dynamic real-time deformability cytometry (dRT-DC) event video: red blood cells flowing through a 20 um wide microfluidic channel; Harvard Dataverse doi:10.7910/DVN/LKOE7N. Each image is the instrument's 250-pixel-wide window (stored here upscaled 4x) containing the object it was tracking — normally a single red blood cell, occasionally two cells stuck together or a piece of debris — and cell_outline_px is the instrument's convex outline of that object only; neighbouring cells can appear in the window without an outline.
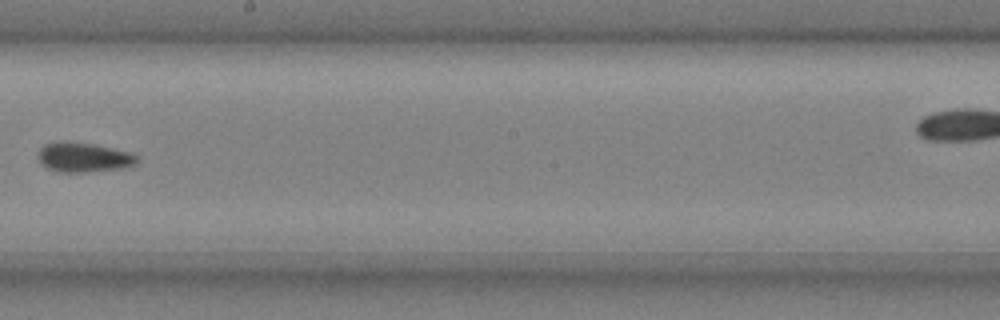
{"species": "common noctule bat (a hibernating species)", "species_latin": "Nyctalus noctula", "temperature_condition": "cold", "stored_images_in_passage": 7, "camera_frame_rate_fps": 3000, "um_per_image_px": 0.085, "animal": {"sex": "male", "body_mass_g": 20.4}, "frame": {"image": 1, "passage_image": 6, "time_ms": 1.667, "image_size_px": [1000, 320], "cell_outline_px": [[140, 160], [136, 164], [124, 168], [88, 172], [60, 172], [48, 168], [36, 156], [40, 148], [44, 144], [96, 144], [132, 152], [140, 156]], "centroid_in_image_um": [7.23, 13.41], "position_along_channel_um": 241.0, "area_um2": 16.76}}
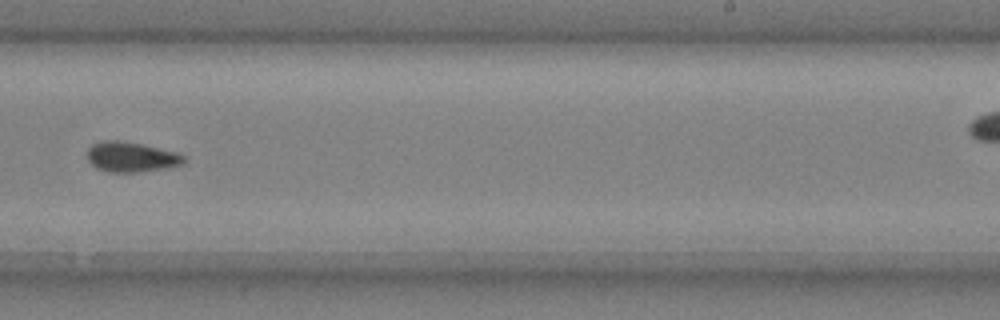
{"frame": {"image": 2, "passage_image": 7, "time_ms": 2.0, "image_size_px": [1000, 320], "cell_outline_px": [[184, 164], [164, 168], [140, 172], [108, 172], [96, 168], [88, 160], [88, 148], [92, 144], [100, 140], [120, 140], [140, 144], [176, 152], [184, 156]], "centroid_in_image_um": [11.12, 13.34], "position_along_channel_um": 277.9, "area_um2": 16.88}}